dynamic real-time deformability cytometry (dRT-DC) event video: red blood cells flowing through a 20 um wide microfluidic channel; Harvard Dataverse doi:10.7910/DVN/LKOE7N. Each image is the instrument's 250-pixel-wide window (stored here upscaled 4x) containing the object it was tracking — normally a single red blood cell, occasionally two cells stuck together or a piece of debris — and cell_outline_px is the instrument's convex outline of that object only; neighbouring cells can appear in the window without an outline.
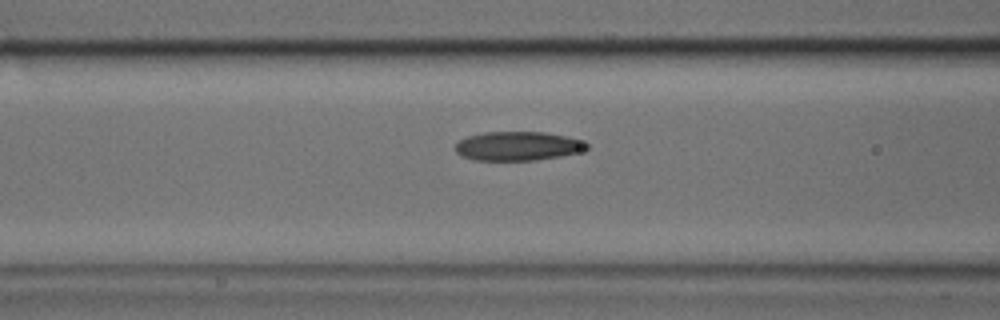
{"species": "common noctule bat (a hibernating species)", "species_latin": "Nyctalus noctula", "temperature_condition": "cold", "stored_images_in_passage": 33, "camera_frame_rate_fps": 3000, "um_per_image_px": 0.085, "animal": {"sex": "male", "body_mass_g": 17.9, "forearm_length_mm": 54.2}, "frame": {"image": 1, "passage_image": 9, "time_ms": 2.667, "image_size_px": [1000, 320], "cell_outline_px": [[588, 148], [576, 152], [560, 156], [536, 160], [472, 160], [460, 156], [456, 152], [456, 144], [460, 140], [468, 136], [484, 132], [544, 132], [564, 136], [580, 140], [588, 144]], "centroid_in_image_um": [43.96, 12.42], "position_along_channel_um": 122.6, "area_um2": 22.02}}
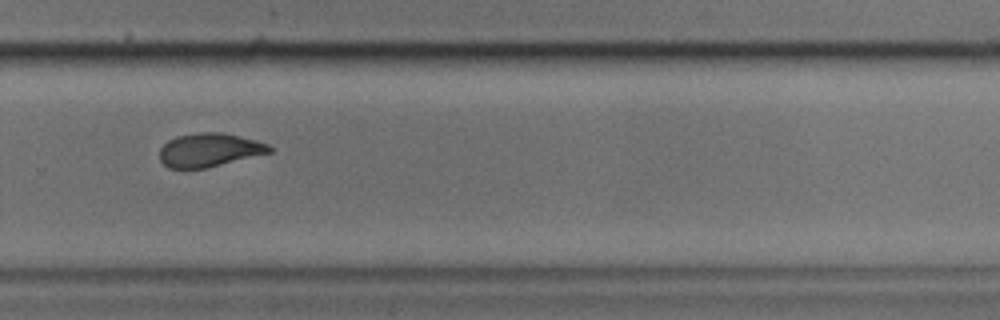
{"frame": {"image": 2, "passage_image": 23, "time_ms": 7.333, "image_size_px": [1000, 320], "cell_outline_px": [[272, 152], [204, 168], [168, 168], [160, 160], [160, 148], [168, 140], [176, 136], [200, 132], [220, 132], [256, 140], [268, 144], [272, 148]], "centroid_in_image_um": [17.77, 12.74], "position_along_channel_um": 312.0, "area_um2": 21.27}}
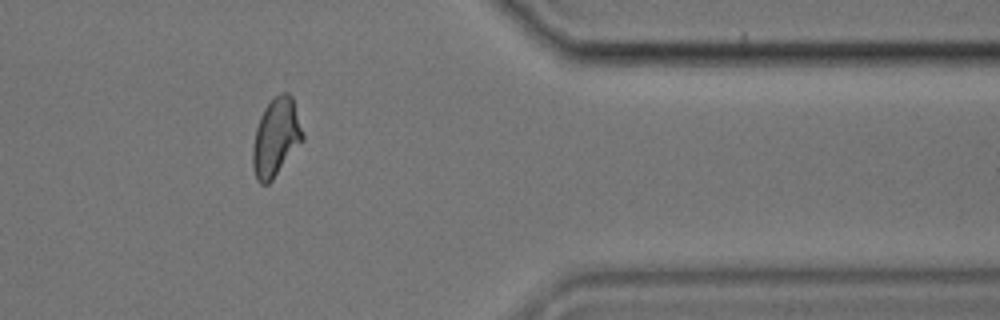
{"frame": {"image": 3, "passage_image": 30, "time_ms": 9.667, "image_size_px": [1000, 320], "cell_outline_px": [[304, 140], [272, 180], [268, 184], [260, 184], [256, 180], [252, 168], [252, 148], [256, 128], [260, 116], [264, 108], [280, 92], [288, 92], [292, 96], [304, 132]], "centroid_in_image_um": [23.46, 11.69], "position_along_channel_um": 387.9, "area_um2": 22.95}}